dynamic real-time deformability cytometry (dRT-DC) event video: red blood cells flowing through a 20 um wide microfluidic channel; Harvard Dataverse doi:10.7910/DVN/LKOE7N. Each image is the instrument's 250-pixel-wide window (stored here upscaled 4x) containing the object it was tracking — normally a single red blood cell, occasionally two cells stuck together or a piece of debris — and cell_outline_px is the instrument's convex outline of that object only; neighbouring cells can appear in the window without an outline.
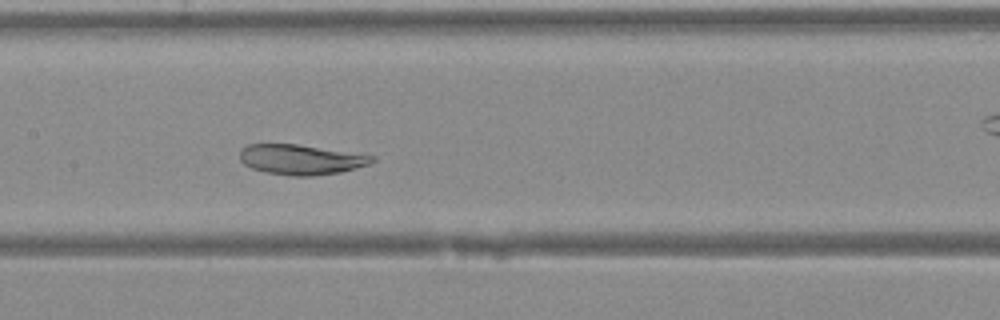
{"species": "Egyptian fruit bat (a non-hibernating species)", "species_latin": "Rousettus aegyptiacus", "temperature_condition": "warm", "stored_images_in_passage": 40, "camera_frame_rate_fps": 3000, "um_per_image_px": 0.085, "animal": {"sex": "female"}, "frame": {"image": 1, "passage_image": 18, "time_ms": 5.667, "image_size_px": [1000, 320], "cell_outline_px": [[376, 160], [368, 164], [356, 168], [340, 172], [312, 176], [292, 176], [264, 172], [252, 168], [244, 164], [240, 160], [240, 152], [248, 144], [296, 144], [376, 156]], "centroid_in_image_um": [25.58, 13.57], "position_along_channel_um": 181.8, "area_um2": 23.06}}
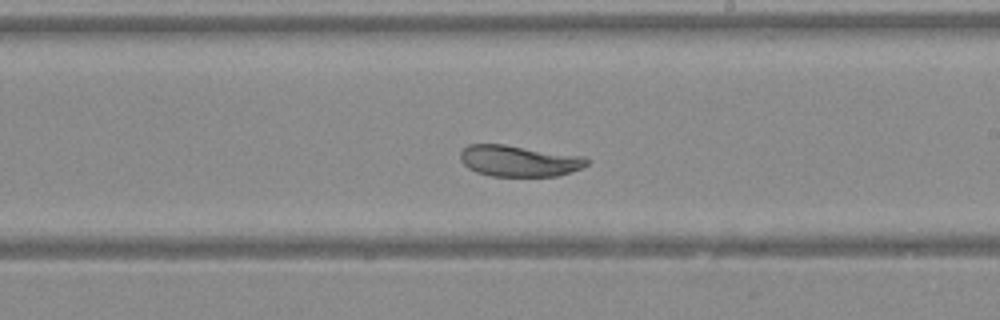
{"frame": {"image": 2, "passage_image": 22, "time_ms": 7.0, "image_size_px": [1000, 320], "cell_outline_px": [[588, 164], [580, 168], [556, 176], [492, 176], [476, 172], [468, 168], [460, 160], [460, 152], [468, 144], [504, 144], [584, 156], [588, 160]], "centroid_in_image_um": [44.08, 13.67], "position_along_channel_um": 244.9, "area_um2": 22.95}}
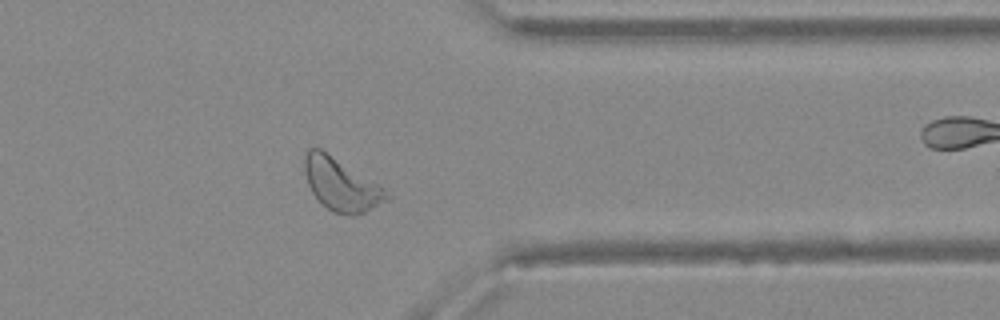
{"frame": {"image": 3, "passage_image": 31, "time_ms": 10.0, "image_size_px": [1000, 320], "cell_outline_px": [[392, 196], [388, 200], [356, 216], [352, 216], [332, 212], [312, 192], [308, 184], [304, 172], [304, 156], [308, 148], [320, 148], [380, 184]], "centroid_in_image_um": [29.01, 15.68], "position_along_channel_um": 382.4, "area_um2": 25.09}}